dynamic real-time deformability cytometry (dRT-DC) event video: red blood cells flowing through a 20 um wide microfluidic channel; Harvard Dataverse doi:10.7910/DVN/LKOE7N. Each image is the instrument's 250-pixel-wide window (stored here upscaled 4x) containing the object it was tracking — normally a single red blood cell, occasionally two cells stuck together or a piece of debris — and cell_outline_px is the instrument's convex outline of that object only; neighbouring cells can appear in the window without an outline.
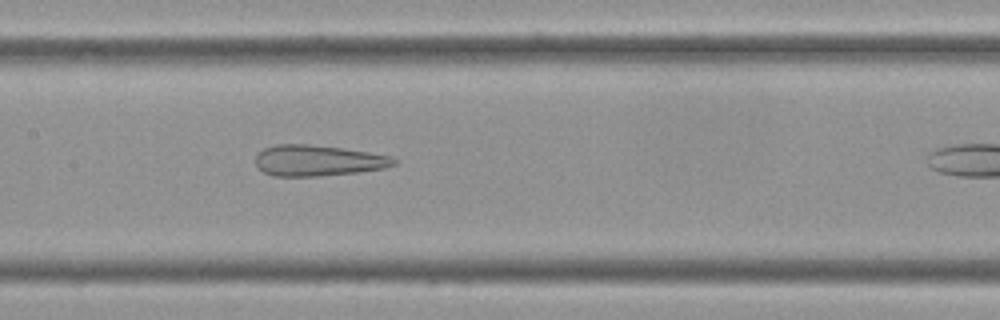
{"species": "Egyptian fruit bat (a non-hibernating species)", "species_latin": "Rousettus aegyptiacus", "temperature_condition": "cold", "stored_images_in_passage": 11, "camera_frame_rate_fps": 3000, "um_per_image_px": 0.085, "frame": {"image": 1, "passage_image": 10, "time_ms": 3.0, "image_size_px": [1000, 320], "cell_outline_px": [[396, 164], [384, 168], [356, 172], [316, 176], [272, 176], [264, 172], [256, 164], [256, 152], [264, 148], [276, 144], [308, 144], [340, 148], [368, 152], [388, 156], [396, 160]], "centroid_in_image_um": [26.96, 13.64], "position_along_channel_um": 180.4, "area_um2": 24.68}}